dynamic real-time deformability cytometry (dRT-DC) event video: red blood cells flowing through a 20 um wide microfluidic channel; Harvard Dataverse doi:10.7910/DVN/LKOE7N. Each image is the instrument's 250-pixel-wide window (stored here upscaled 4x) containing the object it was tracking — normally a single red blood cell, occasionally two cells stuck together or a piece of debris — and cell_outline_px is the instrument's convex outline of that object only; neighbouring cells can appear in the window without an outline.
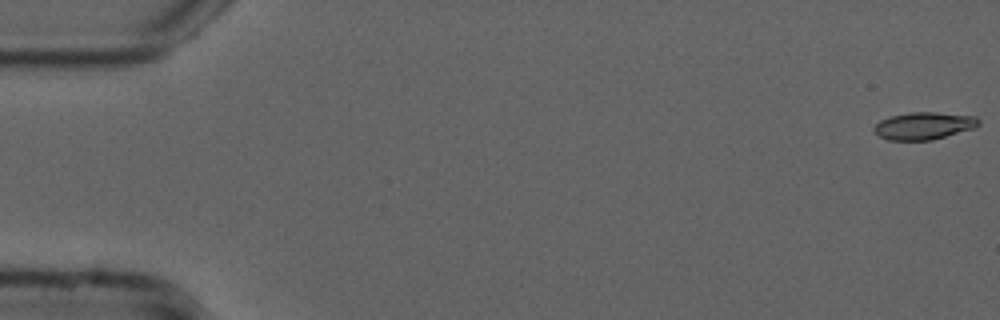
{"species": "common noctule bat (a hibernating species)", "species_latin": "Nyctalus noctula", "temperature_condition": "cold", "stored_images_in_passage": 54, "camera_frame_rate_fps": 3000, "um_per_image_px": 0.085, "animal": {"sex": "male", "forearm_length_mm": 52.5}, "frame": {"image": 1, "passage_image": 1, "time_ms": 0.0, "image_size_px": [1000, 320], "cell_outline_px": [[980, 124], [976, 128], [932, 140], [888, 140], [880, 136], [872, 128], [880, 120], [892, 116], [912, 112], [936, 112], [976, 116], [980, 120]], "centroid_in_image_um": [78.58, 10.69], "position_along_channel_um": 6.4, "area_um2": 16.7}}
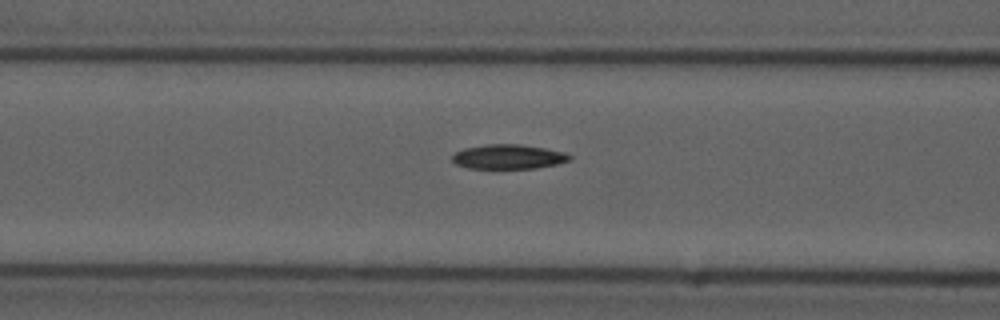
{"frame": {"image": 2, "passage_image": 22, "time_ms": 7.0, "image_size_px": [1000, 320], "cell_outline_px": [[572, 160], [556, 164], [536, 168], [468, 168], [456, 164], [452, 160], [452, 156], [456, 152], [464, 148], [488, 144], [520, 144], [544, 148], [564, 152], [572, 156]], "centroid_in_image_um": [43.23, 13.32], "position_along_channel_um": 123.4, "area_um2": 16.7}}
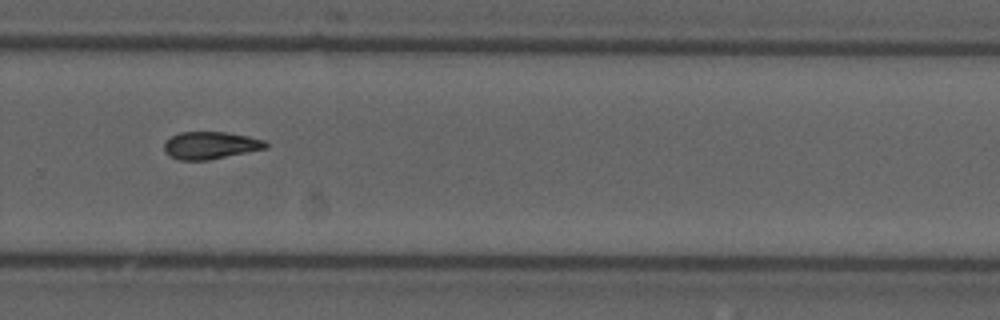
{"frame": {"image": 3, "passage_image": 37, "time_ms": 12.0, "image_size_px": [1000, 320], "cell_outline_px": [[268, 148], [208, 160], [180, 160], [164, 152], [164, 144], [172, 136], [180, 132], [228, 132], [248, 136], [264, 140], [268, 144]], "centroid_in_image_um": [17.91, 12.35], "position_along_channel_um": 311.9, "area_um2": 16.13}}